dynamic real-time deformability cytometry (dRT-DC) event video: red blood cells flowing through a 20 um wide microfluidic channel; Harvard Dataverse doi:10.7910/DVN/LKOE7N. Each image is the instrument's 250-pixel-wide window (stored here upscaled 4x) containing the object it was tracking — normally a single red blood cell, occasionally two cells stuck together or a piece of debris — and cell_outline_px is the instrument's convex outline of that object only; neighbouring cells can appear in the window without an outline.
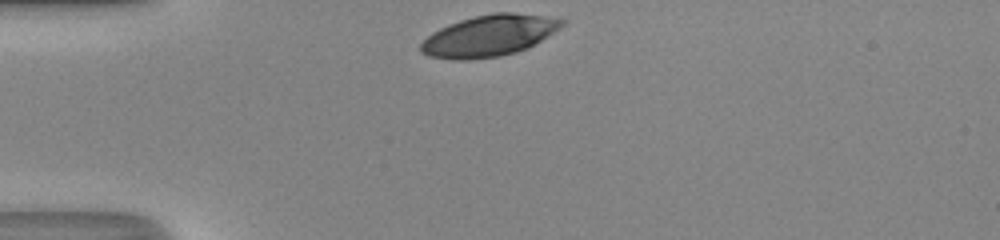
{"species": "human", "species_latin": "Homo sapiens", "temperature_condition": "room temperature", "stored_images_in_passage": 27, "camera_frame_rate_fps": 3000, "um_per_image_px": 0.085, "donor": {"sex": "male"}, "frame": {"image": 1, "passage_image": 1, "time_ms": 0.0, "image_size_px": [1000, 240], "cell_outline_px": [[564, 24], [560, 28], [528, 48], [516, 52], [500, 56], [468, 60], [452, 60], [428, 56], [420, 52], [420, 44], [432, 32], [448, 24], [460, 20], [492, 12], [512, 12], [560, 16], [564, 20]], "centroid_in_image_um": [41.6, 3.02], "position_along_channel_um": 43.4, "area_um2": 34.39}}
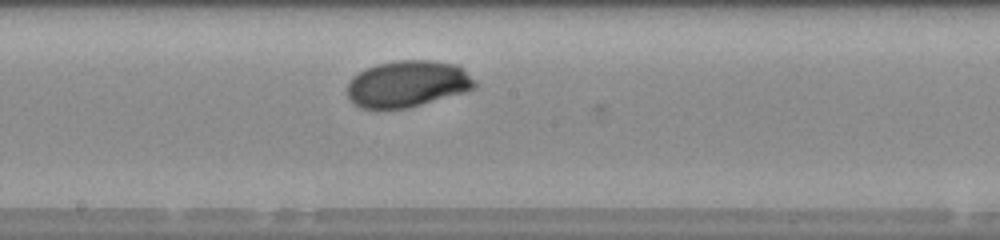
{"frame": {"image": 2, "passage_image": 15, "time_ms": 4.667, "image_size_px": [1000, 240], "cell_outline_px": [[476, 88], [464, 92], [408, 108], [376, 112], [360, 108], [352, 104], [348, 100], [348, 80], [352, 76], [376, 64], [396, 60], [432, 60], [456, 64], [476, 80]], "centroid_in_image_um": [34.58, 7.17], "position_along_channel_um": 213.6, "area_um2": 35.37}}
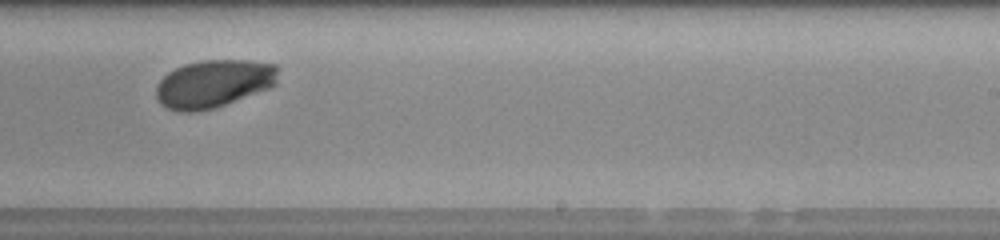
{"frame": {"image": 3, "passage_image": 19, "time_ms": 6.0, "image_size_px": [1000, 240], "cell_outline_px": [[280, 68], [276, 84], [268, 88], [224, 104], [212, 108], [196, 112], [180, 112], [168, 108], [160, 104], [156, 96], [156, 84], [168, 72], [184, 64], [200, 60], [244, 60], [276, 64]], "centroid_in_image_um": [18.15, 7.1], "position_along_channel_um": 270.9, "area_um2": 33.99}, "authors_computed_cell_mechanics": {"area_um2": 34.5644, "velocity_mm_per_s": 4.3042, "shape_relaxation_time_tau1_ms": 2.7196, "shape_relaxation_time_tau2_ms": null, "deformation_change_tau1": 0.1521, "deformation_change_tau2": null}}